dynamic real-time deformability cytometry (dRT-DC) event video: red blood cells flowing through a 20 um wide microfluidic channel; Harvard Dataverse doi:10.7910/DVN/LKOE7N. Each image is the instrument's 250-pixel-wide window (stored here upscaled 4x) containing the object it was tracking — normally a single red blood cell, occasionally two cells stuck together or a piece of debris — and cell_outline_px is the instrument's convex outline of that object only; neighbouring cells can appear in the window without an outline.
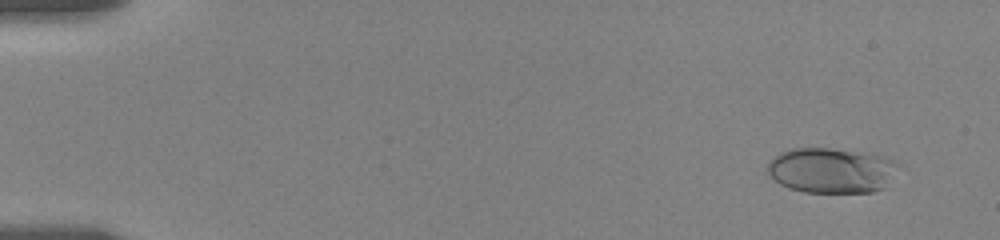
{"species": "human", "species_latin": "Homo sapiens", "temperature_condition": "room temperature", "stored_images_in_passage": 56, "camera_frame_rate_fps": 3000, "um_per_image_px": 0.085, "donor": {"sex": "female"}, "frame": {"image": 1, "passage_image": 2, "time_ms": 0.333, "image_size_px": [1000, 240], "cell_outline_px": [[900, 164], [884, 188], [872, 192], [804, 192], [788, 188], [780, 184], [768, 172], [768, 164], [780, 152], [792, 148], [828, 148], [872, 152], [896, 160]], "centroid_in_image_um": [70.72, 14.46], "position_along_channel_um": 14.3, "area_um2": 34.68}}
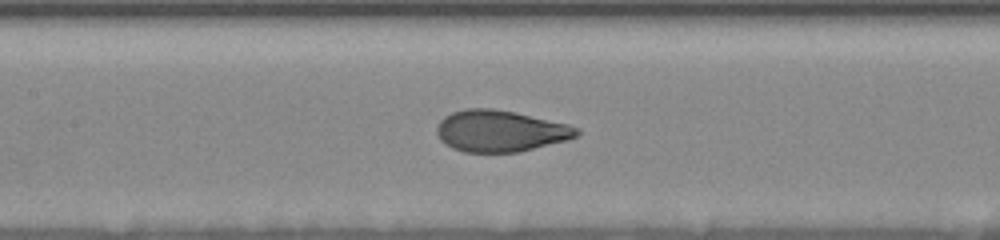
{"frame": {"image": 2, "passage_image": 26, "time_ms": 8.333, "image_size_px": [1000, 240], "cell_outline_px": [[580, 132], [576, 136], [568, 140], [520, 152], [464, 152], [452, 148], [444, 144], [440, 140], [436, 132], [436, 128], [440, 120], [444, 116], [452, 112], [468, 108], [492, 108], [516, 112], [568, 124], [580, 128]], "centroid_in_image_um": [42.52, 11.13], "position_along_channel_um": 164.9, "area_um2": 34.1}}
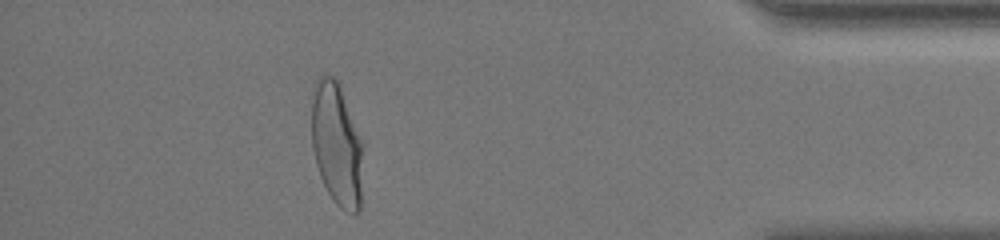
{"frame": {"image": 3, "passage_image": 50, "time_ms": 16.333, "image_size_px": [1000, 240], "cell_outline_px": [[364, 144], [360, 208], [356, 212], [344, 212], [332, 200], [320, 176], [316, 164], [312, 148], [312, 100], [316, 80], [320, 76], [332, 76], [340, 84], [364, 140]], "centroid_in_image_um": [28.66, 12.27], "position_along_channel_um": 406.5, "area_um2": 37.63}, "authors_computed_cell_mechanics": {"area_um2": 34.102, "velocity_mm_per_s": 3.5084, "shape_relaxation_time_tau1_ms": 4.3453, "shape_relaxation_time_tau2_ms": null, "deformation_change_tau1": 0.1921, "deformation_change_tau2": null}}